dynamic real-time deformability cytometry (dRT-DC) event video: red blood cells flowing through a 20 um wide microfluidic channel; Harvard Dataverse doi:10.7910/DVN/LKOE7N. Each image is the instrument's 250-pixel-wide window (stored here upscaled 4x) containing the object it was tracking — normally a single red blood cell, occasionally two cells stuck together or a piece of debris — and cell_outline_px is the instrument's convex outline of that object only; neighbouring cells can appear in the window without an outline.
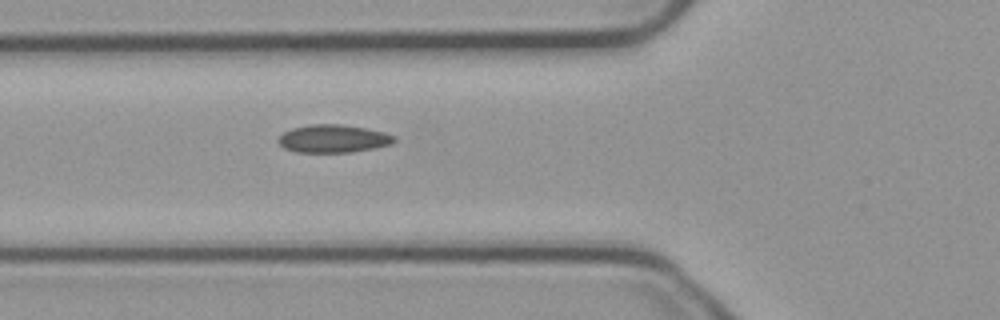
{"species": "common noctule bat (a hibernating species)", "species_latin": "Nyctalus noctula", "temperature_condition": "cold", "stored_images_in_passage": 2, "camera_frame_rate_fps": 3000, "um_per_image_px": 0.085, "animal": {"sex": "male", "body_mass_g": 23.1, "forearm_length_mm": 52.7}, "frame": {"image": 1, "passage_image": 2, "time_ms": 0.333, "image_size_px": [1000, 320], "cell_outline_px": [[396, 140], [392, 144], [372, 148], [348, 152], [296, 152], [284, 148], [276, 140], [284, 132], [292, 128], [312, 124], [344, 124], [384, 132], [396, 136]], "centroid_in_image_um": [28.32, 11.78], "position_along_channel_um": 97.5, "area_um2": 18.79}}